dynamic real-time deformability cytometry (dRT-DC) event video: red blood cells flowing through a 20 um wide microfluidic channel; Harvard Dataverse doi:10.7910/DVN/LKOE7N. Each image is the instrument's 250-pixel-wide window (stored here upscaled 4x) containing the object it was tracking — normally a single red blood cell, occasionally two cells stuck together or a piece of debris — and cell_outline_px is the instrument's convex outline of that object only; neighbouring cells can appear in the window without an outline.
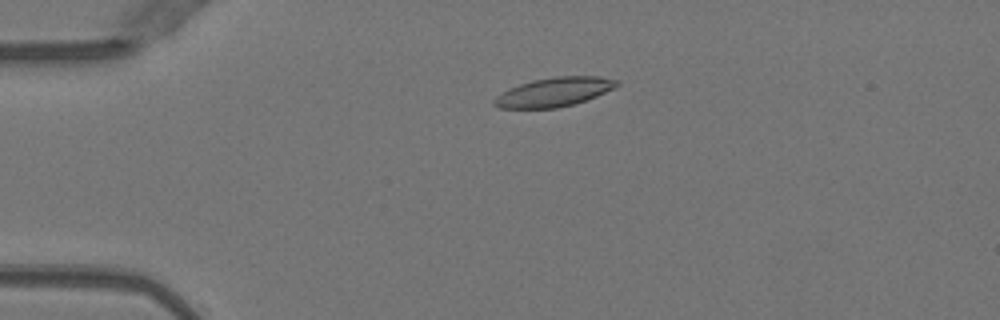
{"species": "Egyptian fruit bat (a non-hibernating species)", "species_latin": "Rousettus aegyptiacus", "temperature_condition": "warm", "stored_images_in_passage": 51, "camera_frame_rate_fps": 3000, "um_per_image_px": 0.085, "animal": {"sex": "female"}, "frame": {"image": 1, "passage_image": 12, "time_ms": 3.667, "image_size_px": [1000, 320], "cell_outline_px": [[620, 84], [596, 96], [572, 104], [556, 108], [500, 108], [492, 104], [492, 100], [496, 96], [508, 88], [532, 80], [556, 76], [600, 76], [620, 80]], "centroid_in_image_um": [47.07, 7.81], "position_along_channel_um": 37.9, "area_um2": 20.69}}
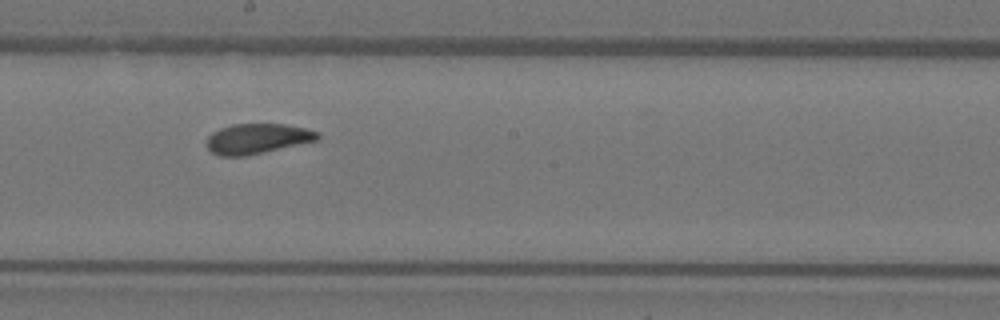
{"frame": {"image": 2, "passage_image": 29, "time_ms": 9.333, "image_size_px": [1000, 320], "cell_outline_px": [[320, 136], [316, 140], [248, 156], [220, 156], [212, 152], [208, 148], [208, 136], [212, 132], [220, 128], [232, 124], [284, 124], [304, 128], [316, 132]], "centroid_in_image_um": [21.83, 11.79], "position_along_channel_um": 226.4, "area_um2": 19.25}}
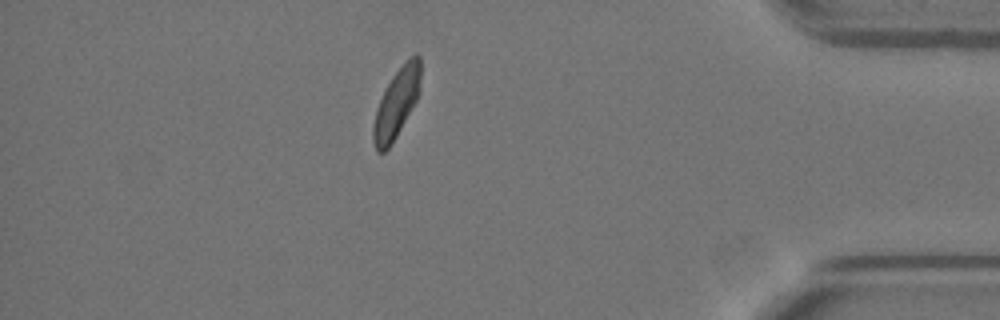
{"frame": {"image": 3, "passage_image": 45, "time_ms": 14.667, "image_size_px": [1000, 320], "cell_outline_px": [[420, 92], [416, 100], [396, 136], [388, 148], [384, 152], [376, 152], [372, 140], [372, 128], [376, 112], [380, 100], [392, 76], [416, 52], [420, 56]], "centroid_in_image_um": [33.7, 8.8], "position_along_channel_um": 401.5, "area_um2": 18.55}, "authors_computed_cell_mechanics": {"area_um2": 19.9988, "velocity_mm_per_s": 3.9857, "shape_relaxation_time_tau1_ms": 4.1633, "shape_relaxation_time_tau2_ms": 1.6741, "deformation_change_tau1": 0.1262, "deformation_change_tau2": 0.0708}}